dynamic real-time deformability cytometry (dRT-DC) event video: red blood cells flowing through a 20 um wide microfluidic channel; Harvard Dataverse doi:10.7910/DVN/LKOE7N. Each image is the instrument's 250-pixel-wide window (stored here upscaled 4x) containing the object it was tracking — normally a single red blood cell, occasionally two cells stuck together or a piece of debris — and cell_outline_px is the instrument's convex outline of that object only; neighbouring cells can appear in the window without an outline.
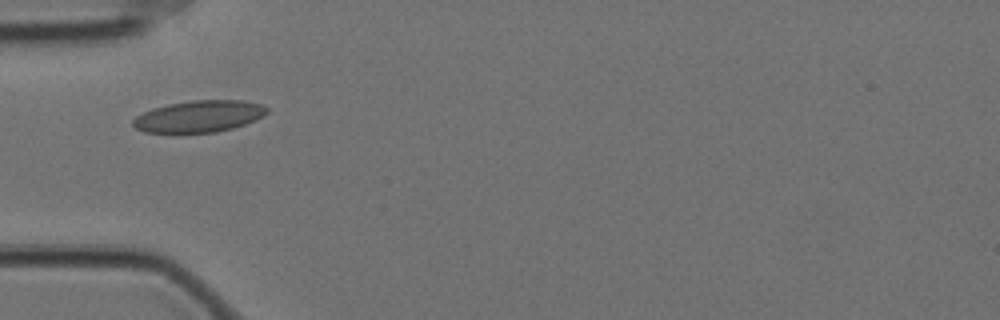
{"species": "Egyptian fruit bat (a non-hibernating species)", "species_latin": "Rousettus aegyptiacus", "temperature_condition": "cold", "stored_images_in_passage": 29, "camera_frame_rate_fps": 3000, "um_per_image_px": 0.085, "animal": {"sex": "female"}, "frame": {"image": 1, "passage_image": 1, "time_ms": 0.0, "image_size_px": [1000, 320], "cell_outline_px": [[268, 112], [264, 116], [256, 120], [232, 128], [216, 132], [176, 136], [144, 132], [136, 128], [132, 124], [132, 120], [136, 116], [152, 108], [168, 104], [192, 100], [244, 100], [260, 104], [268, 108]], "centroid_in_image_um": [16.86, 9.94], "position_along_channel_um": 68.1, "area_um2": 25.72}}
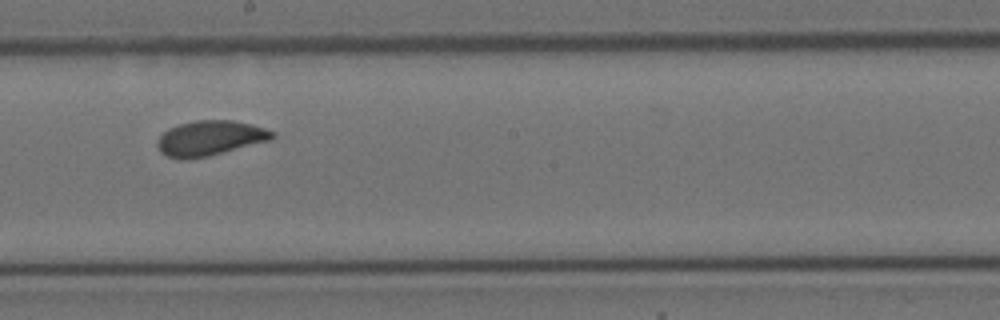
{"frame": {"image": 2, "passage_image": 15, "time_ms": 4.667, "image_size_px": [1000, 320], "cell_outline_px": [[276, 136], [272, 140], [208, 156], [184, 160], [180, 160], [168, 156], [160, 152], [156, 144], [156, 140], [168, 128], [180, 124], [196, 120], [232, 120], [252, 124], [276, 132]], "centroid_in_image_um": [17.86, 11.74], "position_along_channel_um": 230.3, "area_um2": 23.64}}
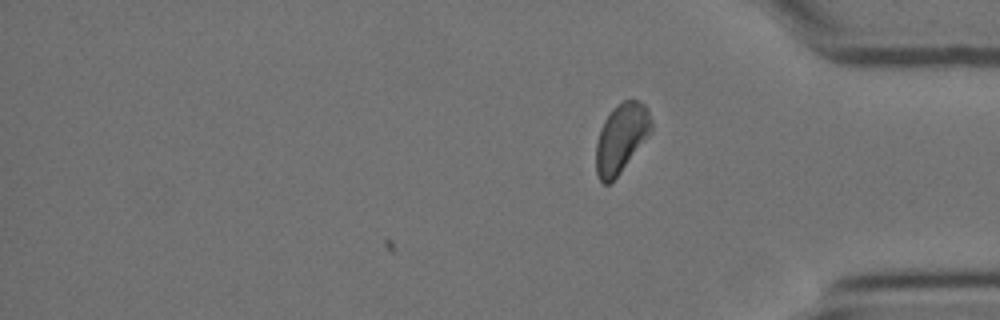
{"frame": {"image": 3, "passage_image": 29, "time_ms": 9.333, "image_size_px": [1000, 320], "cell_outline_px": [[652, 132], [620, 172], [608, 184], [604, 184], [600, 180], [596, 172], [596, 144], [600, 128], [604, 120], [612, 108], [624, 100], [636, 100], [644, 104], [648, 108], [652, 120]], "centroid_in_image_um": [52.81, 11.7], "position_along_channel_um": 382.4, "area_um2": 22.2}, "authors_computed_cell_mechanics": {"area_um2": 23.12, "velocity_mm_per_s": 3.4763, "shape_relaxation_time_tau1_ms": 6.179, "shape_relaxation_time_tau2_ms": 0.9845, "deformation_change_tau1": 0.1068, "deformation_change_tau2": 0.0322}}